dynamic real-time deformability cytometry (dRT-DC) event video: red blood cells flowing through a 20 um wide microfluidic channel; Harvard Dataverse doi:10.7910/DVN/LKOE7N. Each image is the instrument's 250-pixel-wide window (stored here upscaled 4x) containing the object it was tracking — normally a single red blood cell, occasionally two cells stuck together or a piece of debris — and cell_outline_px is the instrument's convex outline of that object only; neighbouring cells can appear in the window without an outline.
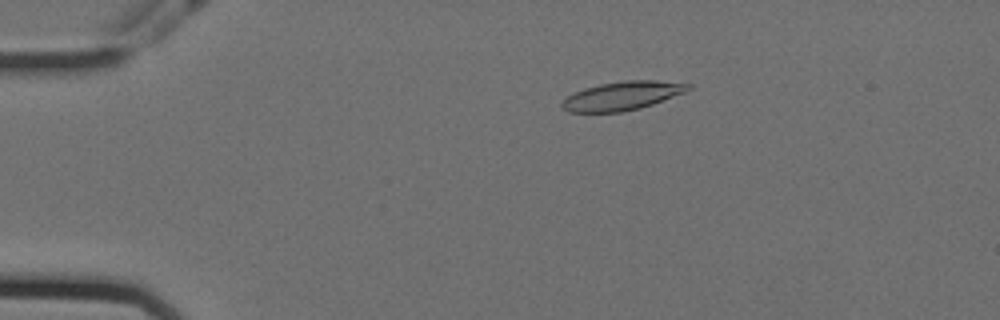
{"species": "Egyptian fruit bat (a non-hibernating species)", "species_latin": "Rousettus aegyptiacus", "temperature_condition": "cold", "stored_images_in_passage": 55, "camera_frame_rate_fps": 3000, "um_per_image_px": 0.085, "animal": {"sex": "female"}, "frame": {"image": 1, "passage_image": 9, "time_ms": 2.667, "image_size_px": [1000, 320], "cell_outline_px": [[692, 88], [684, 92], [652, 104], [640, 108], [620, 112], [568, 112], [560, 104], [568, 96], [584, 88], [600, 84], [624, 80], [656, 80], [692, 84]], "centroid_in_image_um": [52.9, 8.14], "position_along_channel_um": 32.1, "area_um2": 20.87}}
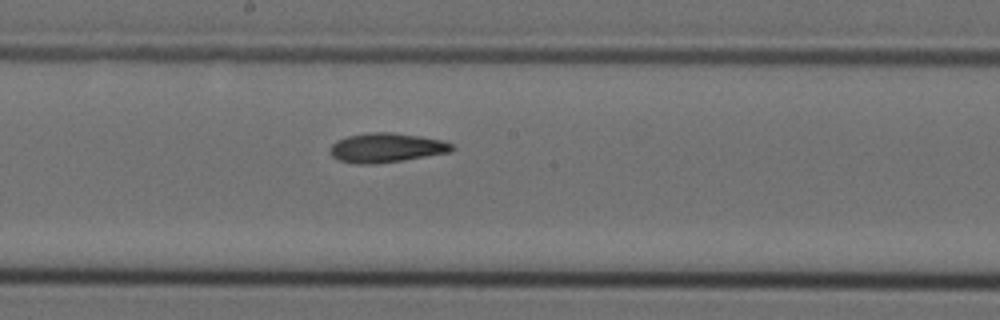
{"frame": {"image": 2, "passage_image": 29, "time_ms": 9.333, "image_size_px": [1000, 320], "cell_outline_px": [[456, 148], [448, 152], [404, 160], [376, 164], [356, 164], [336, 160], [328, 152], [328, 148], [336, 140], [348, 136], [368, 132], [392, 132], [420, 136], [444, 140], [456, 144]], "centroid_in_image_um": [32.82, 12.56], "position_along_channel_um": 215.4, "area_um2": 21.27}}
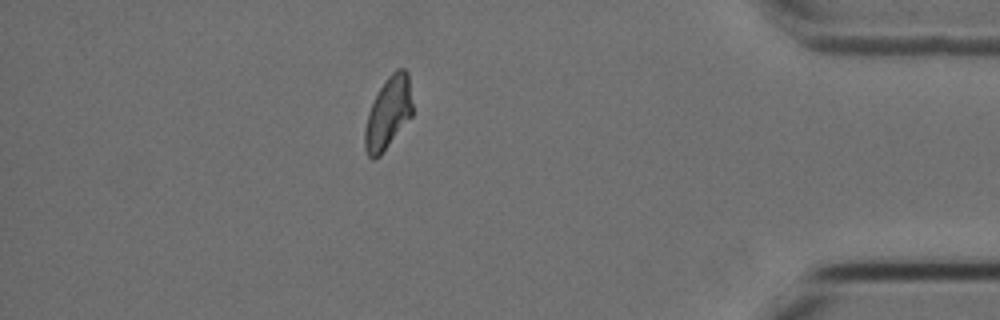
{"frame": {"image": 3, "passage_image": 48, "time_ms": 15.667, "image_size_px": [1000, 320], "cell_outline_px": [[412, 116], [380, 156], [372, 160], [368, 156], [364, 148], [364, 128], [368, 112], [380, 88], [388, 76], [396, 68], [404, 68], [408, 72], [412, 104]], "centroid_in_image_um": [32.99, 9.62], "position_along_channel_um": 402.2, "area_um2": 20.0}, "authors_computed_cell_mechanics": {"area_um2": 20.4612, "velocity_mm_per_s": 3.5484, "shape_relaxation_time_tau1_ms": 7.5097, "shape_relaxation_time_tau2_ms": 6.0766, "deformation_change_tau1": 0.2032, "deformation_change_tau2": 0.1312}}